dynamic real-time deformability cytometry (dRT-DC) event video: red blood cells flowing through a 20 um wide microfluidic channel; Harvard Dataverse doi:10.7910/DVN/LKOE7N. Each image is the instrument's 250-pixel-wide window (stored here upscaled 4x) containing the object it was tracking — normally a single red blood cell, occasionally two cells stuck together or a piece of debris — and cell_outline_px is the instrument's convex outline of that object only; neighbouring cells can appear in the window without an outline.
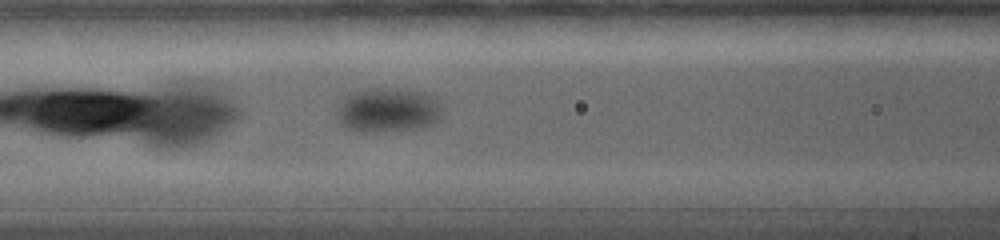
{"species": "common noctule bat (a hibernating species)", "species_latin": "Nyctalus noctula", "temperature_condition": "warm", "stored_images_in_passage": 31, "camera_frame_rate_fps": 5000, "um_per_image_px": 0.085, "animal": {"sex": "female", "body_mass_g": 19.0, "forearm_length_mm": 56.7}, "frame": {"image": 1, "passage_image": 5, "time_ms": 2.2, "image_size_px": [1000, 240], "cell_outline_px": [[440, 116], [432, 124], [420, 128], [372, 132], [356, 132], [340, 124], [336, 116], [336, 112], [344, 96], [368, 88], [400, 88], [424, 92], [436, 96], [440, 108]], "centroid_in_image_um": [32.95, 9.35], "position_along_channel_um": 133.7, "area_um2": 27.46}}
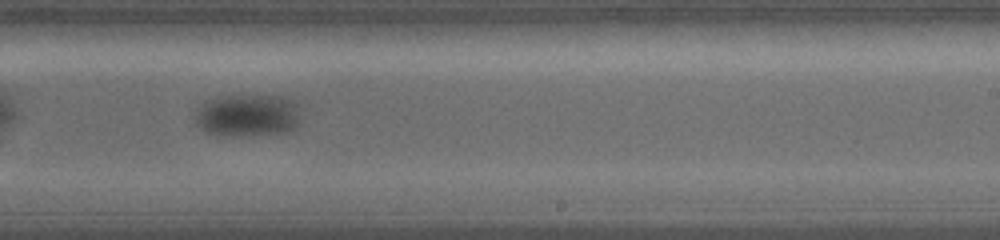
{"frame": {"image": 2, "passage_image": 13, "time_ms": 6.4, "image_size_px": [1000, 240], "cell_outline_px": [[296, 124], [292, 128], [280, 132], [208, 132], [200, 128], [196, 124], [196, 108], [204, 100], [216, 96], [280, 96], [292, 100], [296, 104]], "centroid_in_image_um": [20.95, 9.71], "position_along_channel_um": 268.1, "area_um2": 24.39}}
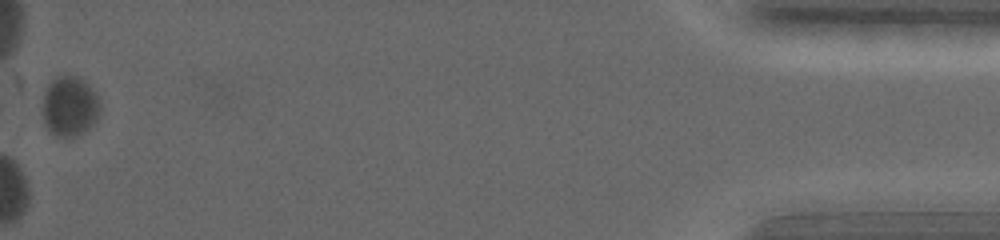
{"frame": {"image": 3, "passage_image": 31, "time_ms": 15.8, "image_size_px": [1000, 240], "cell_outline_px": [[100, 112], [96, 120], [84, 132], [76, 136], [56, 136], [44, 124], [40, 112], [44, 92], [48, 84], [56, 76], [68, 72], [80, 76], [96, 92], [100, 100]], "centroid_in_image_um": [5.9, 8.97], "position_along_channel_um": 429.3, "area_um2": 20.92}}